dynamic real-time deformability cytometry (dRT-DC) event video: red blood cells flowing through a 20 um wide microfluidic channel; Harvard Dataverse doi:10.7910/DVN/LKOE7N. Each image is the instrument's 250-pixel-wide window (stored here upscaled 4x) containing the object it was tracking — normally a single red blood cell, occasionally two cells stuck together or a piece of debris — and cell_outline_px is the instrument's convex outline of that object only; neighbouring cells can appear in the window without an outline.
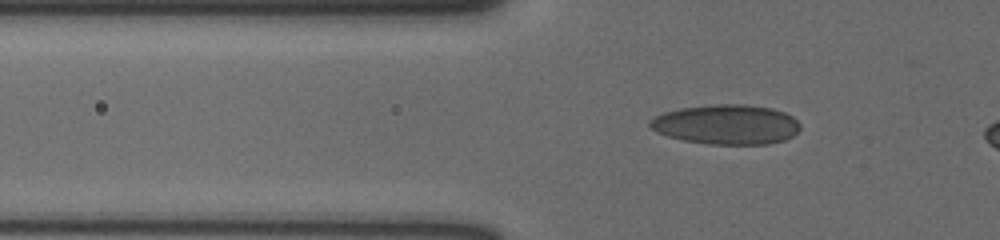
{"species": "human", "species_latin": "Homo sapiens", "temperature_condition": "cold", "stored_images_in_passage": 37, "camera_frame_rate_fps": 3000, "um_per_image_px": 0.085, "donor": {"sex": "male"}, "frame": {"image": 1, "passage_image": 3, "time_ms": 0.667, "image_size_px": [1000, 240], "cell_outline_px": [[800, 128], [792, 136], [784, 140], [768, 144], [708, 144], [684, 140], [668, 136], [656, 132], [648, 124], [648, 120], [664, 112], [680, 108], [716, 104], [744, 104], [772, 108], [784, 112], [792, 116], [800, 124]], "centroid_in_image_um": [61.74, 10.58], "position_along_channel_um": 64.1, "area_um2": 34.8}}
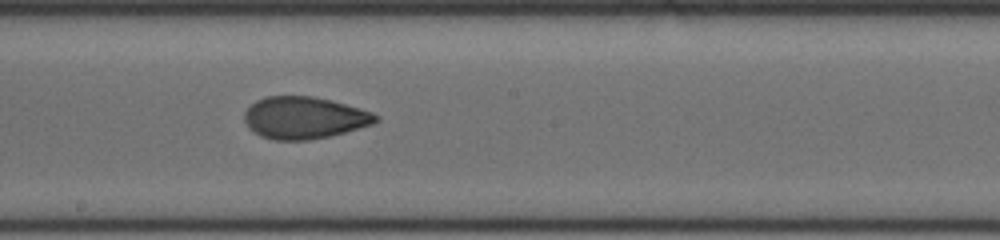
{"frame": {"image": 2, "passage_image": 17, "time_ms": 5.333, "image_size_px": [1000, 240], "cell_outline_px": [[380, 120], [372, 124], [344, 132], [328, 136], [308, 140], [272, 140], [260, 136], [248, 128], [244, 120], [244, 112], [256, 100], [268, 96], [312, 96], [332, 100], [372, 112], [380, 116]], "centroid_in_image_um": [25.84, 10.01], "position_along_channel_um": 222.4, "area_um2": 32.19}}
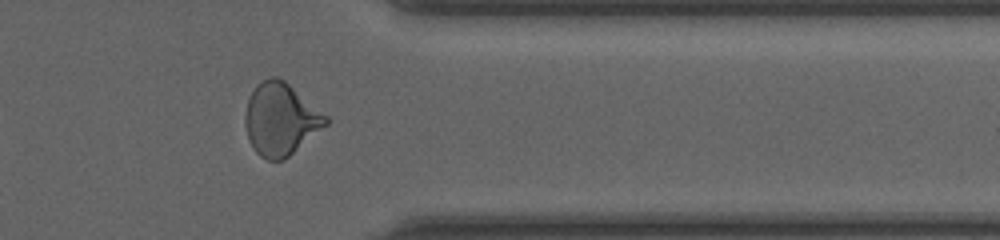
{"frame": {"image": 3, "passage_image": 31, "time_ms": 10.0, "image_size_px": [1000, 240], "cell_outline_px": [[328, 124], [284, 160], [268, 160], [260, 156], [252, 148], [248, 140], [244, 124], [244, 116], [248, 100], [256, 84], [272, 76], [276, 76], [284, 80], [328, 116]], "centroid_in_image_um": [23.83, 10.14], "position_along_channel_um": 387.6, "area_um2": 33.99}}